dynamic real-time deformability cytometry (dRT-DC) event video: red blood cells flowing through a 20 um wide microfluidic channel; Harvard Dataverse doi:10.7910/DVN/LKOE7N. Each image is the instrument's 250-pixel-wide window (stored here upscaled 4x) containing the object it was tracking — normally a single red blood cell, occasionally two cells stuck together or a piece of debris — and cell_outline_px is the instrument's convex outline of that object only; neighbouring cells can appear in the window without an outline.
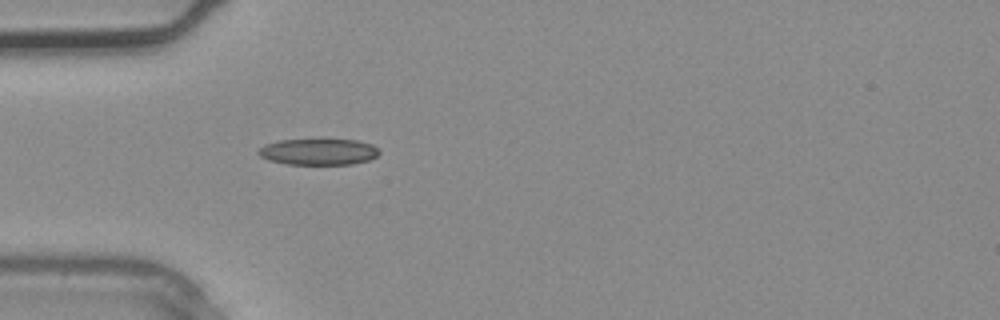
{"species": "common noctule bat (a hibernating species)", "species_latin": "Nyctalus noctula", "temperature_condition": "warm", "stored_images_in_passage": 4, "camera_frame_rate_fps": 3000, "um_per_image_px": 0.085, "animal": {"sex": "male", "body_mass_g": 20.4}, "frame": {"image": 1, "passage_image": 4, "time_ms": 1.0, "image_size_px": [1000, 320], "cell_outline_px": [[380, 152], [376, 156], [368, 160], [352, 164], [288, 164], [268, 160], [260, 156], [256, 152], [264, 144], [280, 140], [320, 136], [356, 140], [372, 144]], "centroid_in_image_um": [27.04, 12.84], "position_along_channel_um": 58.0, "area_um2": 19.42}}